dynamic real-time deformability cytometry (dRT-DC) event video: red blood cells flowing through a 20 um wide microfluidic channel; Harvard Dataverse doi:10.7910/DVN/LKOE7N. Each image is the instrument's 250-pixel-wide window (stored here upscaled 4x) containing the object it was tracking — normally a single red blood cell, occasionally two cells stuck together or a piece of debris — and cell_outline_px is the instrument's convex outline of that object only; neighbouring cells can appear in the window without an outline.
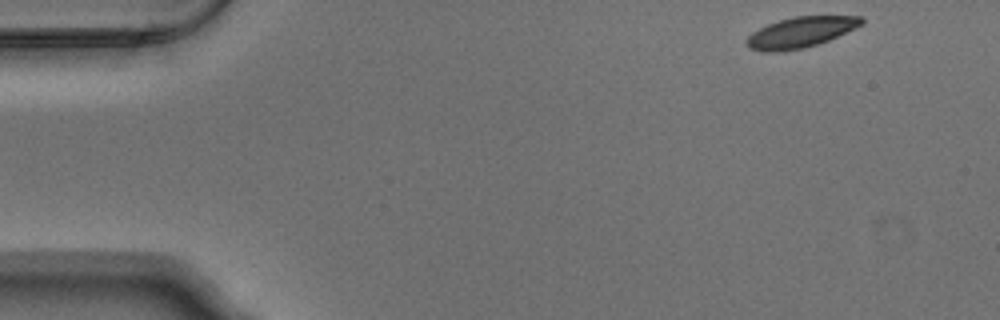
{"species": "Egyptian fruit bat (a non-hibernating species)", "species_latin": "Rousettus aegyptiacus", "temperature_condition": "warm", "stored_images_in_passage": 50, "camera_frame_rate_fps": 3000, "um_per_image_px": 0.085, "animal": {"sex": "male"}, "frame": {"image": 1, "passage_image": 1, "time_ms": 0.0, "image_size_px": [1000, 320], "cell_outline_px": [[864, 24], [828, 40], [804, 48], [776, 52], [764, 52], [748, 48], [744, 44], [744, 40], [752, 32], [768, 24], [792, 16], [860, 16], [864, 20]], "centroid_in_image_um": [68.0, 2.75], "position_along_channel_um": 17.0, "area_um2": 20.52}}
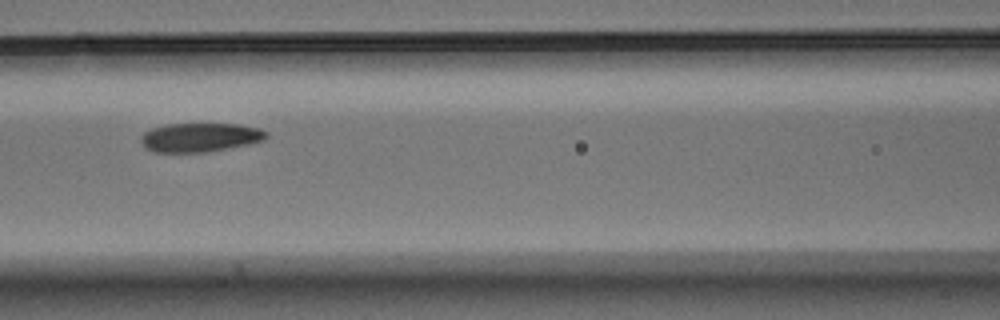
{"frame": {"image": 2, "passage_image": 20, "time_ms": 6.333, "image_size_px": [1000, 320], "cell_outline_px": [[268, 136], [264, 140], [248, 144], [204, 152], [156, 152], [144, 148], [140, 140], [140, 136], [144, 132], [152, 128], [168, 124], [240, 124], [260, 128], [268, 132]], "centroid_in_image_um": [16.99, 11.67], "position_along_channel_um": 149.6, "area_um2": 21.15}}
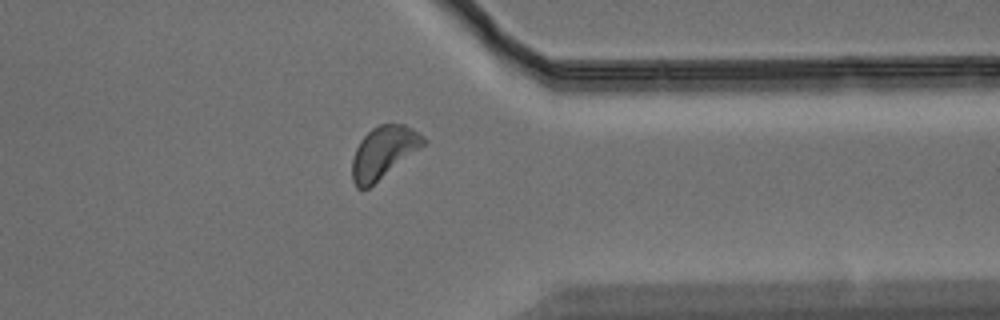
{"frame": {"image": 3, "passage_image": 39, "time_ms": 12.667, "image_size_px": [1000, 320], "cell_outline_px": [[428, 144], [368, 188], [356, 188], [352, 180], [352, 160], [356, 148], [360, 140], [372, 128], [380, 124], [404, 124], [412, 128], [424, 136], [428, 140]], "centroid_in_image_um": [32.64, 12.94], "position_along_channel_um": 378.8, "area_um2": 21.85}, "authors_computed_cell_mechanics": {"area_um2": 21.1259, "velocity_mm_per_s": 3.7168, "shape_relaxation_time_tau1_ms": 2.2944, "shape_relaxation_time_tau2_ms": null, "deformation_change_tau1": 0.0879, "deformation_change_tau2": null}}